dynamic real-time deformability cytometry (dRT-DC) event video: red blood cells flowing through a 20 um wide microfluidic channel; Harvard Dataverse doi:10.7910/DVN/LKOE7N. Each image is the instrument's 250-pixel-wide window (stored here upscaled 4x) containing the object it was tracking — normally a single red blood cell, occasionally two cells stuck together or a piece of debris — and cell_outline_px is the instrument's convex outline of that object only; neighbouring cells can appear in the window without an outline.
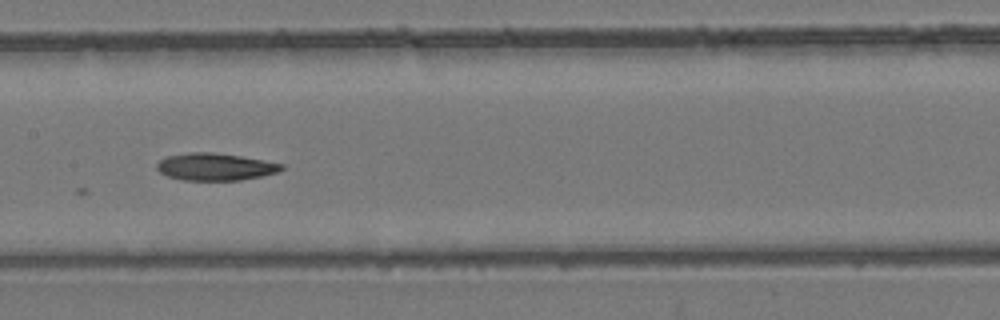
{"species": "common noctule bat (a hibernating species)", "species_latin": "Nyctalus noctula", "temperature_condition": "room temperature", "stored_images_in_passage": 10, "camera_frame_rate_fps": 3000, "um_per_image_px": 0.085, "animal": {"sex": "female", "body_mass_g": 24.6, "forearm_length_mm": 56.2}, "frame": {"image": 1, "passage_image": 8, "time_ms": 2.333, "image_size_px": [1000, 320], "cell_outline_px": [[284, 168], [276, 172], [260, 176], [240, 180], [180, 180], [168, 176], [160, 172], [156, 168], [156, 164], [160, 160], [168, 156], [188, 152], [212, 152], [240, 156], [264, 160], [284, 164]], "centroid_in_image_um": [18.27, 14.17], "position_along_channel_um": 189.1, "area_um2": 19.71}}
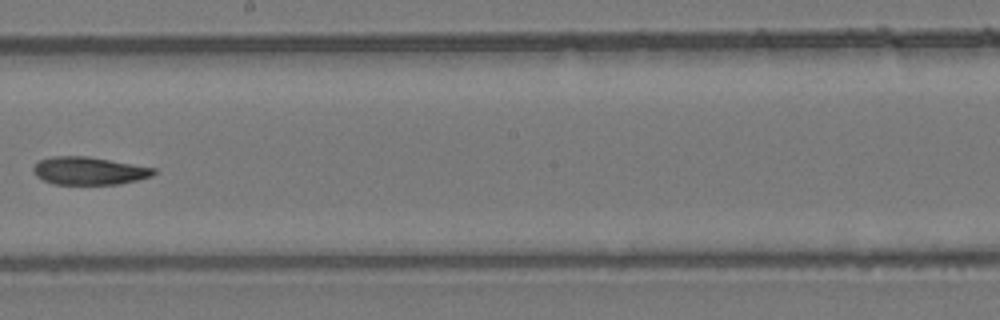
{"frame": {"image": 2, "passage_image": 9, "time_ms": 2.667, "image_size_px": [1000, 320], "cell_outline_px": [[156, 172], [152, 176], [120, 184], [52, 184], [36, 176], [32, 168], [40, 160], [52, 156], [88, 156], [156, 168]], "centroid_in_image_um": [7.57, 14.52], "position_along_channel_um": 240.6, "area_um2": 19.48}}